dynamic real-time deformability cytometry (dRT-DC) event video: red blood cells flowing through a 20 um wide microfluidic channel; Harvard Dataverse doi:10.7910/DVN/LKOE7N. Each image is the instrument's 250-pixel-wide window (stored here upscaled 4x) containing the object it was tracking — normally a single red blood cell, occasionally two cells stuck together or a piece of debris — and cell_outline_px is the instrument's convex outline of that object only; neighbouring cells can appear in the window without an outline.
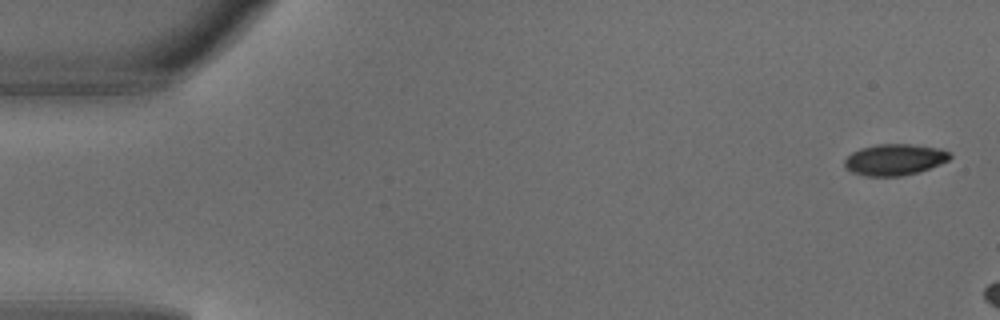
{"species": "common noctule bat (a hibernating species)", "species_latin": "Nyctalus noctula", "temperature_condition": "warm", "stored_images_in_passage": 6, "segment_of_instrument_passage": [1, 2], "camera_frame_rate_fps": 3000, "um_per_image_px": 0.085, "animal": {"sex": "male", "body_mass_g": 18.8}, "frame": {"image": 1, "passage_image": 1, "time_ms": 0.0, "image_size_px": [1000, 320], "cell_outline_px": [[952, 156], [948, 160], [940, 164], [916, 172], [900, 176], [864, 176], [852, 172], [844, 168], [844, 160], [852, 152], [860, 148], [876, 144], [908, 144], [940, 148], [948, 152]], "centroid_in_image_um": [75.99, 13.56], "position_along_channel_um": 9.0, "area_um2": 19.13}}
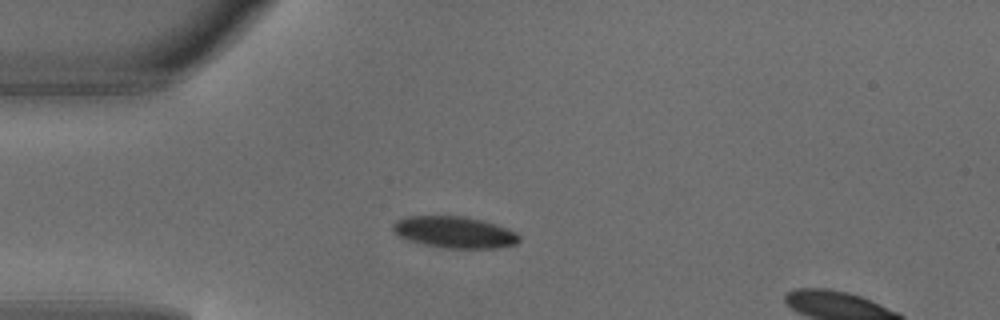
{"frame": {"image": 2, "passage_image": 5, "time_ms": 1.333, "image_size_px": [1000, 320], "cell_outline_px": [[520, 240], [516, 244], [500, 248], [444, 248], [424, 244], [408, 240], [392, 232], [392, 224], [396, 220], [408, 216], [460, 216], [480, 220], [508, 228], [516, 232], [520, 236]], "centroid_in_image_um": [38.63, 19.74], "position_along_channel_um": 46.4, "area_um2": 23.24}}